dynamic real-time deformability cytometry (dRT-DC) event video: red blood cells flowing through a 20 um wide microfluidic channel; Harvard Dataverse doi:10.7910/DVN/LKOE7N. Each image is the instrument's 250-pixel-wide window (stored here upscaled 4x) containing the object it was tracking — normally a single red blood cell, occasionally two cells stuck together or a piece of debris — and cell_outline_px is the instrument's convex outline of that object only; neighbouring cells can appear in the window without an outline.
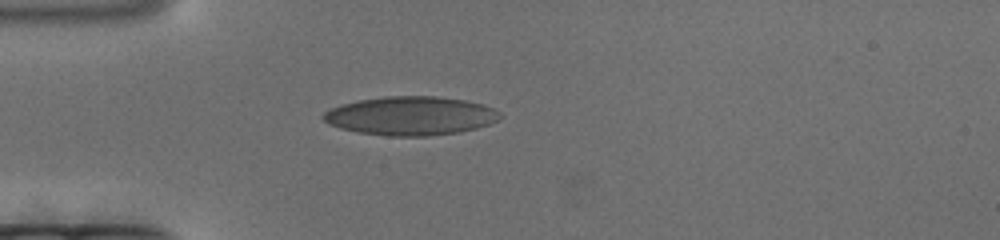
{"species": "human", "species_latin": "Homo sapiens", "temperature_condition": "cold", "stored_images_in_passage": 133, "camera_frame_rate_fps": 3000, "um_per_image_px": 0.085, "donor": {"sex": "female"}, "frame": {"image": 1, "passage_image": 1, "time_ms": 0.0, "image_size_px": [1000, 240], "cell_outline_px": [[500, 116], [496, 120], [488, 124], [476, 128], [460, 132], [428, 136], [388, 136], [360, 132], [340, 128], [328, 124], [320, 116], [324, 112], [340, 104], [360, 100], [384, 96], [436, 96], [464, 100], [480, 104], [492, 108], [500, 112]], "centroid_in_image_um": [34.86, 9.85], "position_along_channel_um": 50.1, "area_um2": 39.71}}
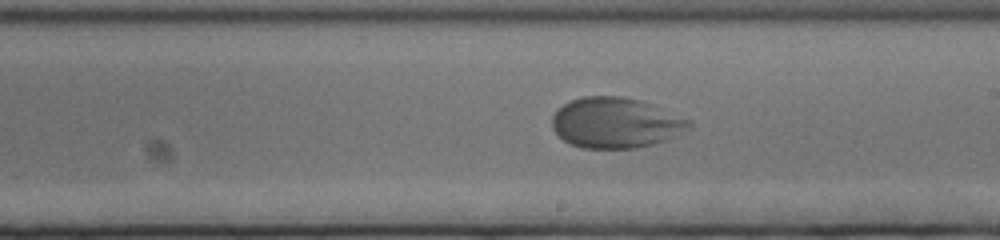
{"frame": {"image": 2, "passage_image": 56, "time_ms": 18.333, "image_size_px": [1000, 240], "cell_outline_px": [[692, 124], [688, 128], [664, 140], [652, 144], [636, 148], [580, 148], [568, 144], [552, 128], [552, 116], [564, 104], [572, 100], [584, 96], [624, 96], [640, 100], [652, 104], [692, 120]], "centroid_in_image_um": [52.31, 10.43], "position_along_channel_um": 236.7, "area_um2": 40.11}}
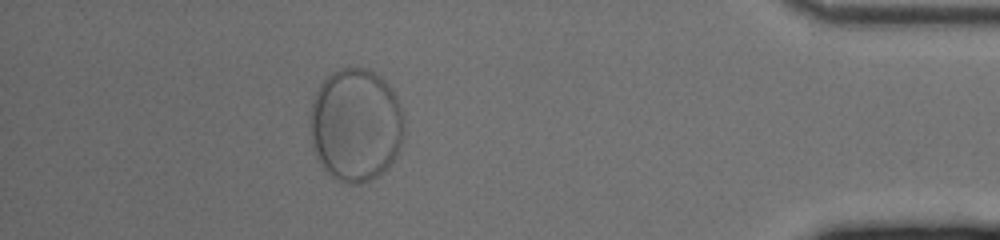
{"frame": {"image": 3, "passage_image": 114, "time_ms": 37.667, "image_size_px": [1000, 240], "cell_outline_px": [[404, 136], [400, 148], [396, 156], [372, 180], [360, 184], [348, 184], [336, 180], [320, 164], [312, 148], [308, 116], [312, 100], [320, 84], [332, 72], [340, 68], [364, 68], [380, 76], [392, 88], [404, 112]], "centroid_in_image_um": [30.22, 10.62], "position_along_channel_um": 405.0, "area_um2": 62.71}}